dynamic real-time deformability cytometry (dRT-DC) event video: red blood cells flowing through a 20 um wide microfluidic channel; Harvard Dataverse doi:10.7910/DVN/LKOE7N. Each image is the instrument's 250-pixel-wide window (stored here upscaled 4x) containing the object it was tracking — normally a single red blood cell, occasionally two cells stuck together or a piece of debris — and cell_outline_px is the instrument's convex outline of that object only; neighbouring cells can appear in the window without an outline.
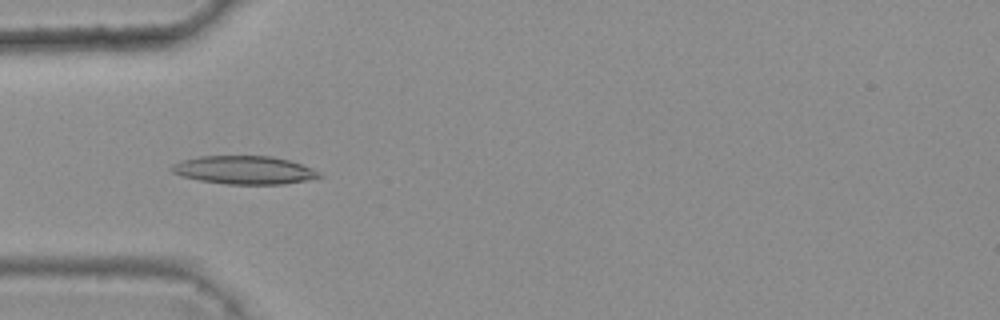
{"species": "common noctule bat (a hibernating species)", "species_latin": "Nyctalus noctula", "temperature_condition": "warm", "stored_images_in_passage": 7, "camera_frame_rate_fps": 3000, "um_per_image_px": 0.085, "animal": {"sex": "female", "body_mass_g": 25.1}, "frame": {"image": 1, "passage_image": 5, "time_ms": 1.333, "image_size_px": [1000, 320], "cell_outline_px": [[324, 176], [308, 180], [284, 184], [228, 184], [200, 180], [184, 176], [172, 172], [168, 168], [172, 164], [180, 160], [200, 156], [272, 156], [288, 160], [312, 168]], "centroid_in_image_um": [20.74, 14.45], "position_along_channel_um": 64.3, "area_um2": 24.22}}
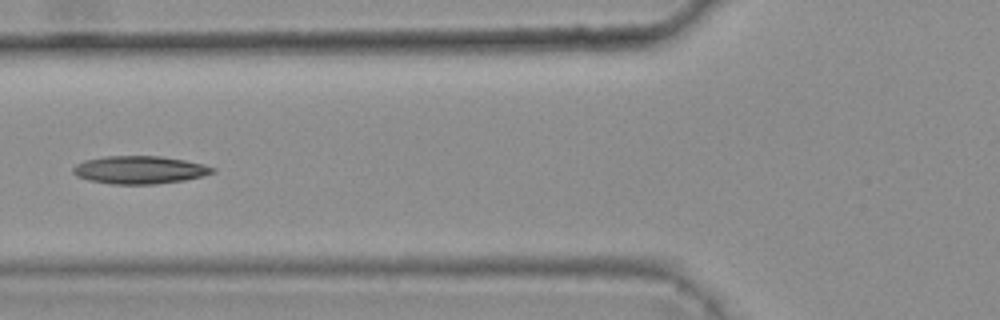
{"frame": {"image": 2, "passage_image": 6, "time_ms": 1.667, "image_size_px": [1000, 320], "cell_outline_px": [[216, 172], [184, 180], [156, 184], [112, 184], [88, 180], [76, 176], [72, 172], [72, 168], [76, 164], [84, 160], [104, 156], [160, 156], [184, 160], [204, 164], [216, 168]], "centroid_in_image_um": [11.84, 14.43], "position_along_channel_um": 114.0, "area_um2": 22.72}}
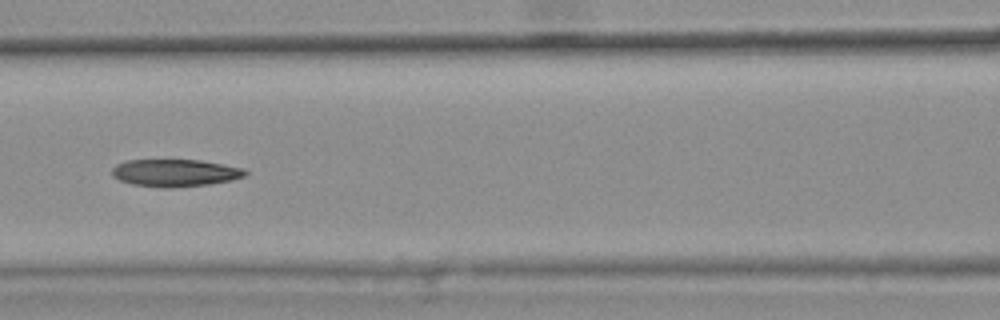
{"frame": {"image": 3, "passage_image": 7, "time_ms": 2.0, "image_size_px": [1000, 320], "cell_outline_px": [[248, 172], [244, 176], [232, 180], [208, 184], [168, 188], [164, 188], [132, 184], [120, 180], [112, 176], [112, 168], [116, 164], [128, 160], [200, 160], [244, 168]], "centroid_in_image_um": [14.87, 14.69], "position_along_channel_um": 151.7, "area_um2": 21.15}}